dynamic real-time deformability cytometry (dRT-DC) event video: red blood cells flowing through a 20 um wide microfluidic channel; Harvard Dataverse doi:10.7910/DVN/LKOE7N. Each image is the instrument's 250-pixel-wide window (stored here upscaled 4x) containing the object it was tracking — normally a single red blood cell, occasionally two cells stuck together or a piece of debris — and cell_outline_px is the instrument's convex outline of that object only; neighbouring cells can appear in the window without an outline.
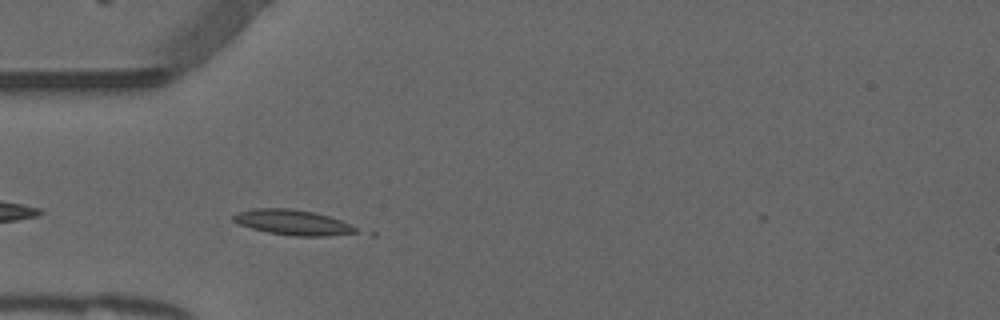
{"species": "common noctule bat (a hibernating species)", "species_latin": "Nyctalus noctula", "temperature_condition": "warm", "stored_images_in_passage": 7, "camera_frame_rate_fps": 3000, "um_per_image_px": 0.085, "animal": {"sex": "male", "forearm_length_mm": 52.5}, "frame": {"image": 1, "passage_image": 3, "time_ms": 0.667, "image_size_px": [1000, 320], "cell_outline_px": [[356, 232], [328, 236], [296, 236], [268, 232], [252, 228], [240, 224], [232, 220], [232, 216], [240, 212], [256, 208], [288, 208], [312, 212], [328, 216], [340, 220], [356, 228]], "centroid_in_image_um": [24.85, 18.9], "position_along_channel_um": 60.1, "area_um2": 17.57}}
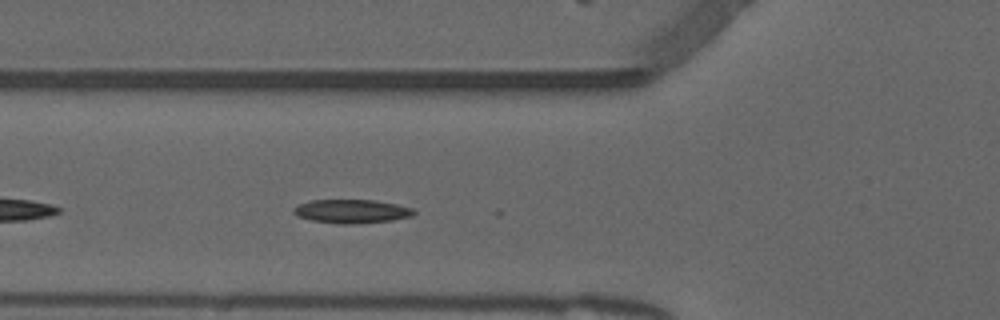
{"frame": {"image": 2, "passage_image": 6, "time_ms": 1.667, "image_size_px": [1000, 320], "cell_outline_px": [[416, 212], [412, 216], [392, 220], [352, 224], [344, 224], [312, 220], [296, 216], [292, 212], [292, 208], [296, 204], [312, 200], [376, 200], [396, 204], [412, 208]], "centroid_in_image_um": [29.85, 17.95], "position_along_channel_um": 96.0, "area_um2": 16.65}}